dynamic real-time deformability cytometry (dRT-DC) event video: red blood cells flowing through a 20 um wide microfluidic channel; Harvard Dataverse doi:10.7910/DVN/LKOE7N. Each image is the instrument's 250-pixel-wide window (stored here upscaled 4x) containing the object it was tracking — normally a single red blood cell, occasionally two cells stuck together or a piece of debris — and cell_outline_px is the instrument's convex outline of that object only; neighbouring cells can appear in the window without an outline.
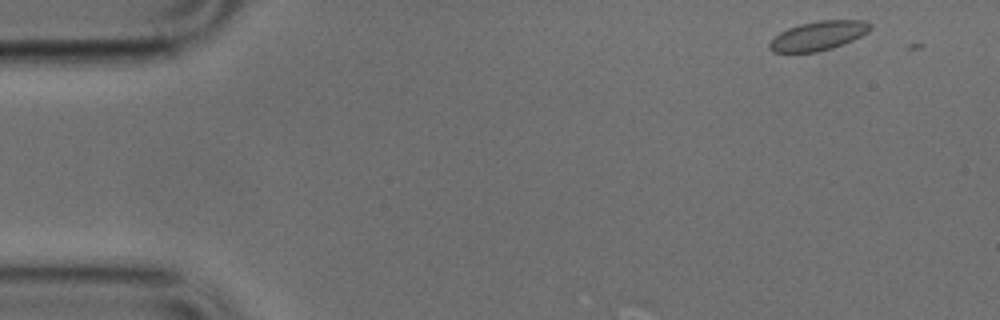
{"species": "common noctule bat (a hibernating species)", "species_latin": "Nyctalus noctula", "temperature_condition": "cold", "stored_images_in_passage": 6, "camera_frame_rate_fps": 3000, "um_per_image_px": 0.085, "animal": {"sex": "male", "body_mass_g": 17.9, "forearm_length_mm": 54.2}, "frame": {"image": 1, "passage_image": 2, "time_ms": 0.333, "image_size_px": [1000, 320], "cell_outline_px": [[872, 28], [868, 32], [844, 44], [832, 48], [816, 52], [772, 52], [768, 48], [768, 44], [780, 32], [788, 28], [800, 24], [820, 20], [864, 20], [872, 24]], "centroid_in_image_um": [69.57, 3.03], "position_along_channel_um": 15.4, "area_um2": 17.11}}